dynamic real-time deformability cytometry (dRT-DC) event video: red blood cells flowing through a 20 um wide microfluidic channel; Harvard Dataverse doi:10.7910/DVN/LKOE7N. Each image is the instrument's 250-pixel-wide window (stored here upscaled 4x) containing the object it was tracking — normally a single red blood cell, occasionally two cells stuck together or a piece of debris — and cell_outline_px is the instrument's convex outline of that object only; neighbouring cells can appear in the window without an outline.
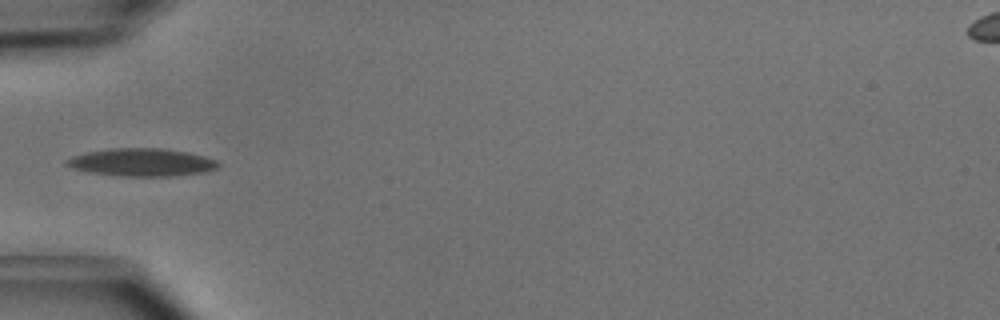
{"species": "common noctule bat (a hibernating species)", "species_latin": "Nyctalus noctula", "temperature_condition": "cold", "stored_images_in_passage": 2, "camera_frame_rate_fps": 3000, "um_per_image_px": 0.085, "animal": {"sex": "male", "body_mass_g": 15.6}, "frame": {"image": 1, "passage_image": 1, "time_ms": 0.0, "image_size_px": [1000, 320], "cell_outline_px": [[220, 164], [216, 168], [204, 172], [168, 176], [120, 176], [88, 172], [72, 168], [64, 164], [64, 160], [72, 156], [88, 152], [112, 148], [164, 148], [188, 152], [204, 156], [216, 160]], "centroid_in_image_um": [12.01, 13.79], "position_along_channel_um": 73.0, "area_um2": 24.57}}